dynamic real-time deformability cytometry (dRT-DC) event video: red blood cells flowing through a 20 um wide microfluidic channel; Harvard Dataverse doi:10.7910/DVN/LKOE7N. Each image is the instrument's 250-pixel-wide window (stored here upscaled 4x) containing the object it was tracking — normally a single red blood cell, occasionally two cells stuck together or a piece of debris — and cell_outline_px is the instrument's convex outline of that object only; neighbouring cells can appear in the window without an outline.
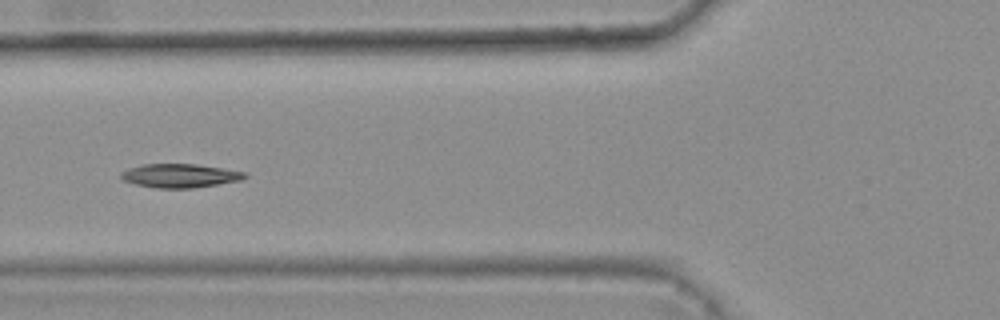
{"species": "common noctule bat (a hibernating species)", "species_latin": "Nyctalus noctula", "temperature_condition": "warm", "stored_images_in_passage": 8, "camera_frame_rate_fps": 3000, "um_per_image_px": 0.085, "animal": {"sex": "female", "body_mass_g": 25.1}, "frame": {"image": 1, "passage_image": 6, "time_ms": 1.667, "image_size_px": [1000, 320], "cell_outline_px": [[248, 176], [240, 180], [192, 188], [156, 188], [136, 184], [124, 180], [120, 176], [120, 172], [128, 168], [144, 164], [196, 164], [248, 172]], "centroid_in_image_um": [15.29, 14.92], "position_along_channel_um": 110.5, "area_um2": 17.05}}
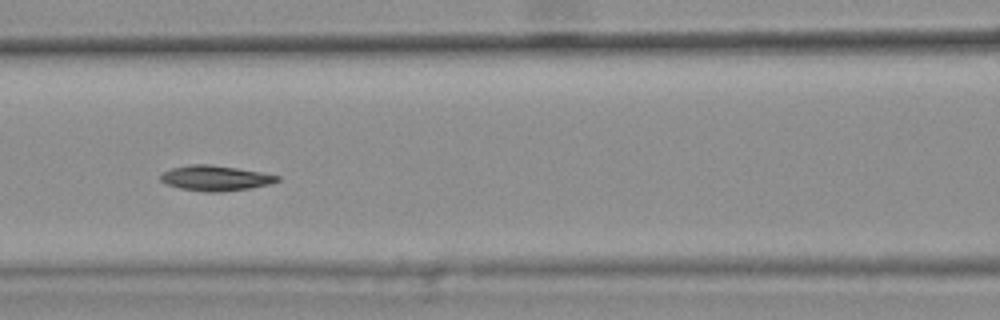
{"frame": {"image": 2, "passage_image": 7, "time_ms": 2.0, "image_size_px": [1000, 320], "cell_outline_px": [[280, 180], [268, 184], [248, 188], [220, 192], [208, 192], [180, 188], [168, 184], [160, 180], [160, 176], [164, 172], [172, 168], [192, 164], [212, 164], [260, 172], [280, 176]], "centroid_in_image_um": [18.3, 15.13], "position_along_channel_um": 148.3, "area_um2": 16.88}}